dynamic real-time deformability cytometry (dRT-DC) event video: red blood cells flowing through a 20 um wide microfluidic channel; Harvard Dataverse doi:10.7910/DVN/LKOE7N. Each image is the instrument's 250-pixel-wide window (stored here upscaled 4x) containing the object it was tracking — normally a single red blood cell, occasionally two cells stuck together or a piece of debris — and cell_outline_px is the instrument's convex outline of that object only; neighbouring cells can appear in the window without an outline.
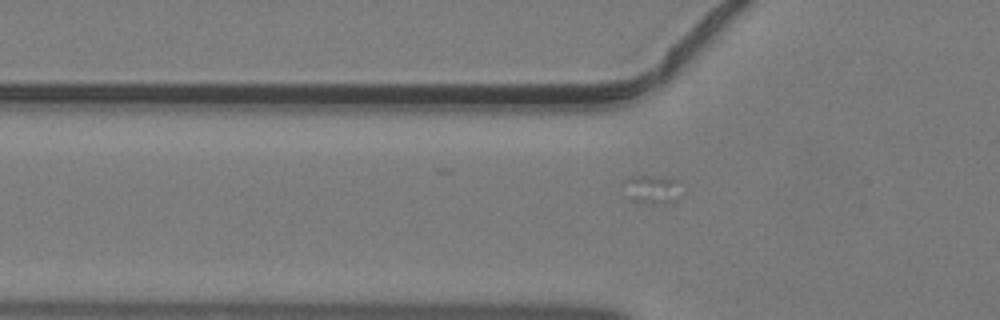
{"species": "common noctule bat (a hibernating species)", "species_latin": "Nyctalus noctula", "temperature_condition": "warm", "stored_images_in_passage": 4, "camera_frame_rate_fps": 3000, "um_per_image_px": 0.085, "animal": {"sex": "male", "body_mass_g": 19.2, "forearm_length_mm": 51.8}, "frame": {"image": 1, "passage_image": 3, "time_ms": 0.667, "image_size_px": [1000, 320], "cell_outline_px": [[684, 192], [676, 200], [664, 204], [648, 204], [632, 200], [620, 184], [620, 180], [628, 176], [656, 176], [680, 180]], "centroid_in_image_um": [55.44, 16.08], "position_along_channel_um": 70.4, "area_um2": 10.29}}